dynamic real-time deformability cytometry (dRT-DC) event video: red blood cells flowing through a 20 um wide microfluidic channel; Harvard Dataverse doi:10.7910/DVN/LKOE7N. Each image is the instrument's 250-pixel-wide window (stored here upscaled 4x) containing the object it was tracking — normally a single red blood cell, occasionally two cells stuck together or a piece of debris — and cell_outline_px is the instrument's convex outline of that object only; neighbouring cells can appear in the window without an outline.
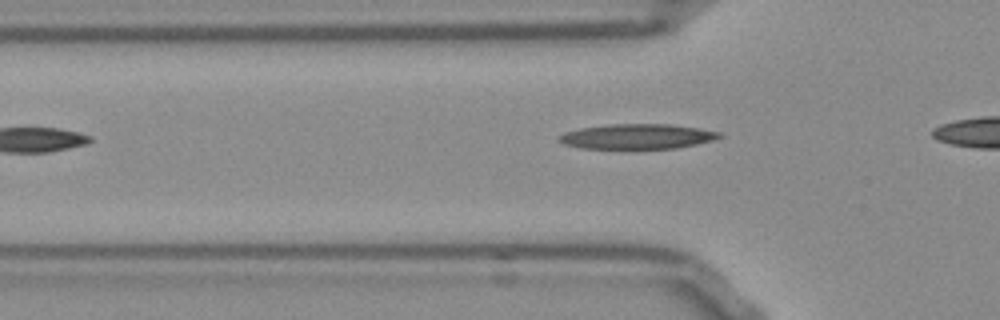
{"species": "Egyptian fruit bat (a non-hibernating species)", "species_latin": "Rousettus aegyptiacus", "temperature_condition": "room temperature", "stored_images_in_passage": 9, "camera_frame_rate_fps": 3000, "um_per_image_px": 0.085, "frame": {"image": 1, "passage_image": 3, "time_ms": 0.667, "image_size_px": [1000, 320], "cell_outline_px": [[724, 136], [712, 140], [696, 144], [676, 148], [580, 148], [564, 144], [556, 140], [556, 136], [564, 132], [580, 128], [608, 124], [672, 124], [700, 128], [720, 132]], "centroid_in_image_um": [54.13, 11.59], "position_along_channel_um": 71.7, "area_um2": 23.47}}
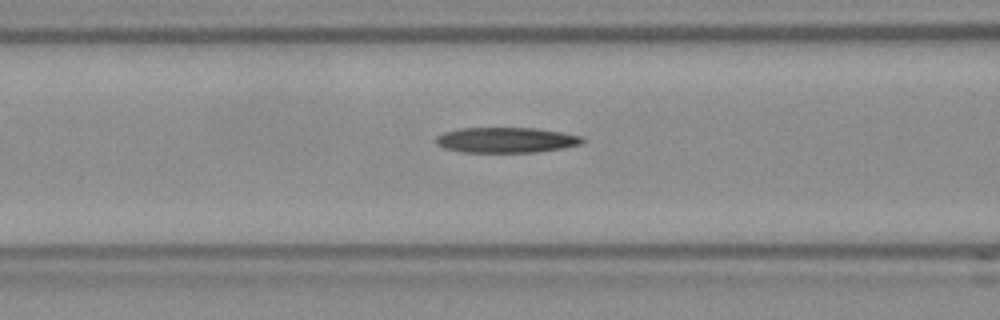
{"frame": {"image": 2, "passage_image": 7, "time_ms": 2.0, "image_size_px": [1000, 320], "cell_outline_px": [[584, 140], [580, 144], [560, 148], [536, 152], [464, 152], [444, 148], [436, 144], [436, 136], [444, 132], [460, 128], [536, 128], [560, 132], [580, 136]], "centroid_in_image_um": [42.97, 11.9], "position_along_channel_um": 123.6, "area_um2": 21.44}}